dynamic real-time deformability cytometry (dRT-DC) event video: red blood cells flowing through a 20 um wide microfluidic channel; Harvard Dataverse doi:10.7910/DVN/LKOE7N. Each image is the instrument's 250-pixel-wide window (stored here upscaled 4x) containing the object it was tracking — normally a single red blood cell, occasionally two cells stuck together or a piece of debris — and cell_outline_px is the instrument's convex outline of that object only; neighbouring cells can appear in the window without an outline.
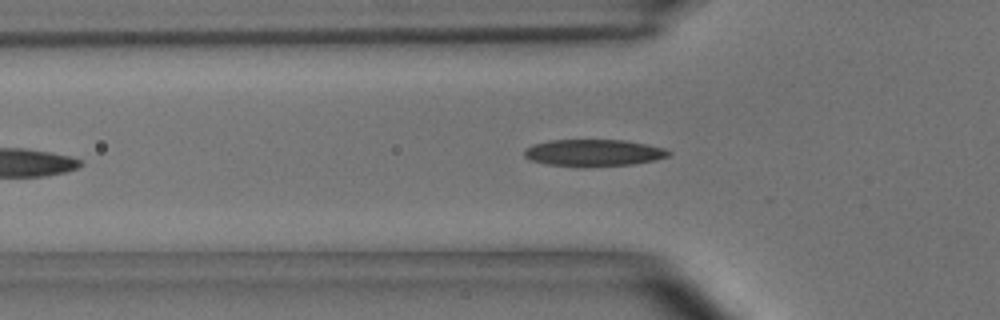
{"species": "common noctule bat (a hibernating species)", "species_latin": "Nyctalus noctula", "temperature_condition": "room temperature", "stored_images_in_passage": 27, "camera_frame_rate_fps": 3000, "um_per_image_px": 0.085, "animal": {"sex": "male", "body_mass_g": 15.6}, "frame": {"image": 1, "passage_image": 5, "time_ms": 1.333, "image_size_px": [1000, 320], "cell_outline_px": [[672, 152], [668, 156], [656, 160], [632, 164], [584, 168], [576, 168], [548, 164], [532, 160], [524, 156], [524, 148], [532, 144], [548, 140], [624, 140], [648, 144], [664, 148]], "centroid_in_image_um": [50.44, 13.0], "position_along_channel_um": 75.4, "area_um2": 23.06}}